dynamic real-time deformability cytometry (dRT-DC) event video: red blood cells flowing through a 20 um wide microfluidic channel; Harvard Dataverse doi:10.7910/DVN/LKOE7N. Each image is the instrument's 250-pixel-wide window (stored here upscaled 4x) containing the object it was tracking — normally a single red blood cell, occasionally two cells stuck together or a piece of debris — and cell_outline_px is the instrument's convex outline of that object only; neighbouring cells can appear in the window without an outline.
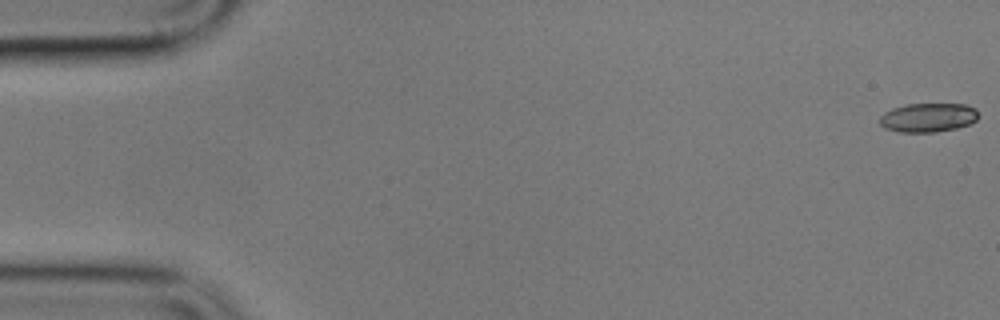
{"species": "common noctule bat (a hibernating species)", "species_latin": "Nyctalus noctula", "temperature_condition": "cold", "stored_images_in_passage": 15, "camera_frame_rate_fps": 3000, "um_per_image_px": 0.085, "animal": {"sex": "male", "body_mass_g": 17.9}, "frame": {"image": 1, "passage_image": 1, "time_ms": 0.0, "image_size_px": [1000, 320], "cell_outline_px": [[976, 120], [968, 124], [956, 128], [936, 132], [900, 132], [884, 128], [880, 124], [880, 116], [884, 112], [892, 108], [908, 104], [964, 104], [976, 108]], "centroid_in_image_um": [78.85, 9.99], "position_along_channel_um": 6.2, "area_um2": 16.59}}
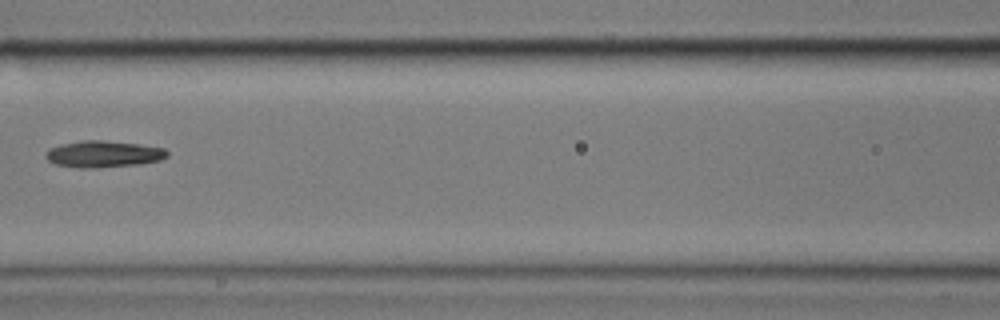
{"frame": {"image": 2, "passage_image": 7, "time_ms": 8.333, "image_size_px": [1000, 320], "cell_outline_px": [[168, 156], [160, 160], [140, 164], [96, 168], [80, 168], [56, 164], [48, 160], [44, 156], [48, 148], [60, 144], [84, 140], [104, 140], [140, 144], [164, 148], [168, 152]], "centroid_in_image_um": [8.78, 13.09], "position_along_channel_um": 157.8, "area_um2": 18.96}}
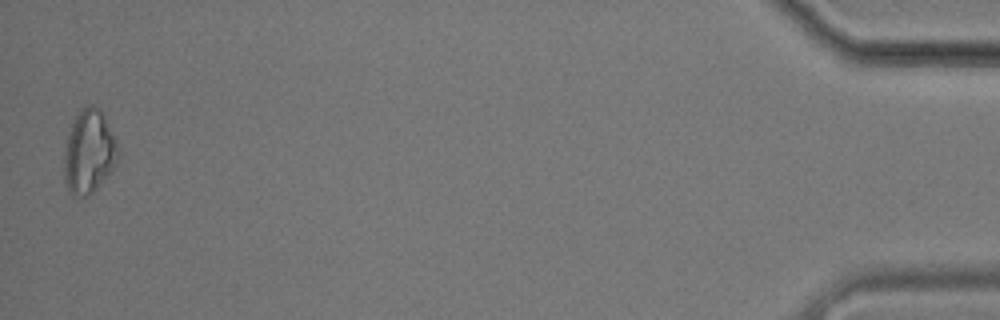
{"frame": {"image": 3, "passage_image": 15, "time_ms": 18.667, "image_size_px": [1000, 320], "cell_outline_px": [[120, 156], [112, 172], [88, 196], [72, 196], [64, 180], [64, 152], [68, 136], [72, 124], [76, 116], [88, 104], [92, 104], [104, 116], [120, 148]], "centroid_in_image_um": [7.59, 12.95], "position_along_channel_um": 427.6, "area_um2": 26.18}, "authors_computed_cell_mechanics": {"area_um2": 18.3226, "velocity_mm_per_s": 3.5037, "shape_relaxation_time_tau1_ms": 9.4785, "shape_relaxation_time_tau2_ms": 10.9885, "deformation_change_tau1": 0.1891, "deformation_change_tau2": 0.1956}}